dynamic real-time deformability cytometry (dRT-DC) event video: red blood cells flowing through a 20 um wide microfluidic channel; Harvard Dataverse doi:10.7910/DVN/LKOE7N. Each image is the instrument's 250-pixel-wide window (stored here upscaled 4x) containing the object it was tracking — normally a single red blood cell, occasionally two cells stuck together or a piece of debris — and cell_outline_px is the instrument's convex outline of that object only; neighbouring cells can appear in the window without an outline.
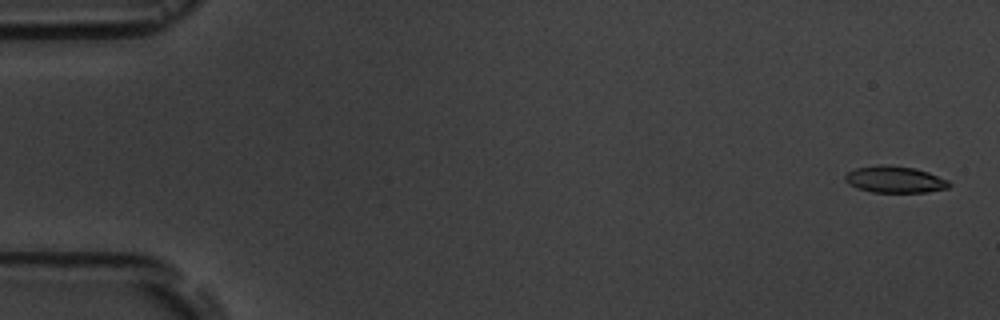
{"species": "common noctule bat (a hibernating species)", "species_latin": "Nyctalus noctula", "temperature_condition": "room temperature", "stored_images_in_passage": 5, "camera_frame_rate_fps": 3000, "um_per_image_px": 0.085, "animal": {"sex": "male", "body_mass_g": 19.5, "forearm_length_mm": 54.6}, "frame": {"image": 1, "passage_image": 1, "time_ms": 0.0, "image_size_px": [1000, 320], "cell_outline_px": [[952, 184], [948, 188], [928, 192], [872, 192], [856, 188], [848, 184], [844, 180], [844, 176], [848, 172], [856, 168], [876, 164], [888, 164], [916, 168], [928, 172], [948, 180]], "centroid_in_image_um": [76.04, 15.24], "position_along_channel_um": 9.0, "area_um2": 16.42}}